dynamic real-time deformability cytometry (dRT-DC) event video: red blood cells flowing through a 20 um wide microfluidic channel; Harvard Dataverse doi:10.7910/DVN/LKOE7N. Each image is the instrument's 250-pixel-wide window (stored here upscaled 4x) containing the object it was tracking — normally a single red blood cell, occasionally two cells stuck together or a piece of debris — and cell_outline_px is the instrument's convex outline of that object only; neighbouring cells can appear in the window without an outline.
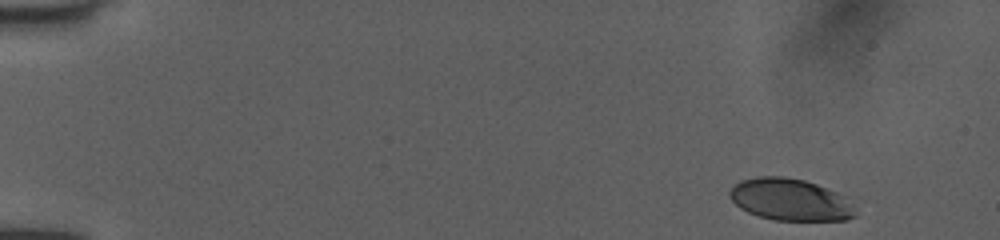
{"species": "human", "species_latin": "Homo sapiens", "temperature_condition": "room temperature", "stored_images_in_passage": 7, "camera_frame_rate_fps": 3000, "um_per_image_px": 0.085, "donor": {"sex": "female"}, "frame": {"image": 1, "passage_image": 1, "time_ms": 0.0, "image_size_px": [1000, 240], "cell_outline_px": [[856, 216], [848, 220], [776, 220], [760, 216], [748, 212], [740, 208], [728, 196], [728, 192], [736, 184], [744, 180], [760, 176], [780, 176], [804, 180], [816, 184], [836, 192], [856, 208]], "centroid_in_image_um": [67.17, 16.98], "position_along_channel_um": 17.8, "area_um2": 30.35}}
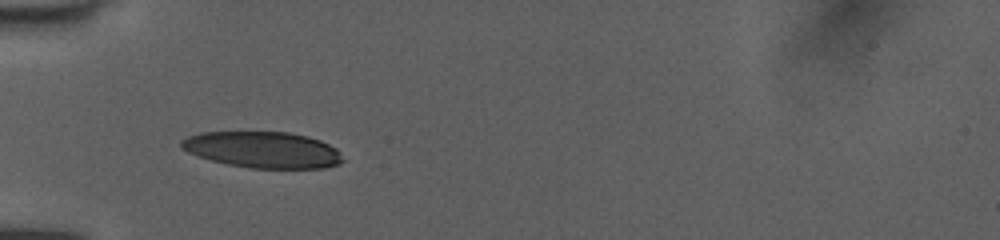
{"frame": {"image": 2, "passage_image": 6, "time_ms": 1.667, "image_size_px": [1000, 240], "cell_outline_px": [[344, 160], [340, 164], [324, 168], [252, 168], [228, 164], [212, 160], [188, 152], [180, 148], [180, 140], [188, 136], [200, 132], [288, 132], [308, 136], [320, 140], [336, 148], [340, 152]], "centroid_in_image_um": [22.35, 12.72], "position_along_channel_um": 62.6, "area_um2": 34.16}}